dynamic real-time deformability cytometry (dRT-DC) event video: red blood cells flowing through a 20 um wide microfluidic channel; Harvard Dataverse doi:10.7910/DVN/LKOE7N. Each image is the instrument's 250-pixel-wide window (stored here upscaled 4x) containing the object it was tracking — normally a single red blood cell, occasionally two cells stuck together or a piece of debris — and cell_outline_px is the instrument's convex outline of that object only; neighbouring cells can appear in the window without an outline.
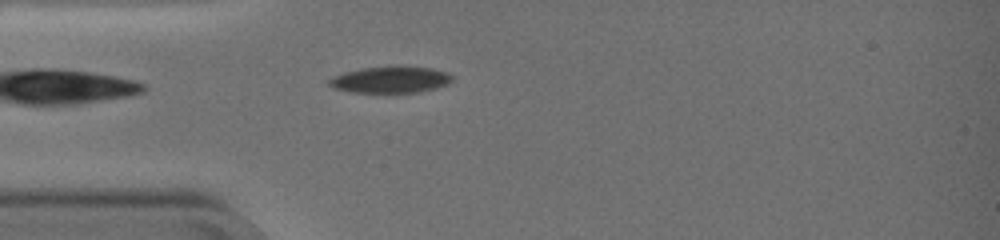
{"species": "common noctule bat (a hibernating species)", "species_latin": "Nyctalus noctula", "temperature_condition": "warm", "stored_images_in_passage": 40, "camera_frame_rate_fps": 3000, "um_per_image_px": 0.085, "animal": {"sex": "female", "body_mass_g": 19.0, "forearm_length_mm": 51.5}, "frame": {"image": 1, "passage_image": 1, "time_ms": 0.0, "image_size_px": [1000, 240], "cell_outline_px": [[452, 80], [448, 84], [436, 88], [420, 92], [352, 92], [332, 88], [328, 84], [328, 80], [332, 76], [344, 72], [360, 68], [392, 64], [396, 64], [432, 68], [448, 72], [452, 76]], "centroid_in_image_um": [33.19, 6.73], "position_along_channel_um": 51.8, "area_um2": 19.65}}
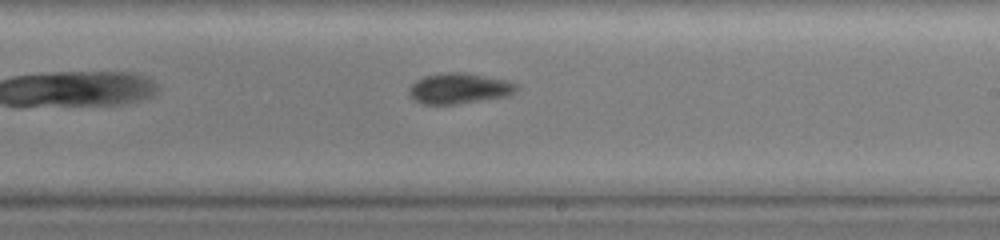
{"frame": {"image": 2, "passage_image": 20, "time_ms": 6.333, "image_size_px": [1000, 240], "cell_outline_px": [[520, 88], [508, 96], [456, 104], [424, 104], [408, 96], [408, 88], [416, 80], [424, 76], [440, 72], [464, 72], [504, 80], [520, 84]], "centroid_in_image_um": [39.02, 7.51], "position_along_channel_um": 250.0, "area_um2": 19.31}}
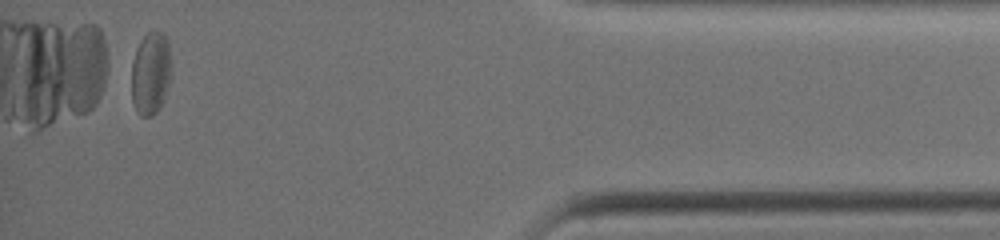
{"frame": {"image": 3, "passage_image": 40, "time_ms": 13.0, "image_size_px": [1000, 240], "cell_outline_px": [[168, 84], [160, 108], [152, 116], [140, 116], [136, 112], [132, 100], [132, 60], [136, 48], [140, 40], [152, 28], [156, 28], [164, 36], [168, 44]], "centroid_in_image_um": [12.75, 6.22], "position_along_channel_um": 422.5, "area_um2": 18.84}, "authors_computed_cell_mechanics": {"area_um2": 19.8254, "velocity_mm_per_s": 3.2415, "shape_relaxation_time_tau1_ms": null, "shape_relaxation_time_tau2_ms": 1.8902, "deformation_change_tau1": null, "deformation_change_tau2": 0.0579}}